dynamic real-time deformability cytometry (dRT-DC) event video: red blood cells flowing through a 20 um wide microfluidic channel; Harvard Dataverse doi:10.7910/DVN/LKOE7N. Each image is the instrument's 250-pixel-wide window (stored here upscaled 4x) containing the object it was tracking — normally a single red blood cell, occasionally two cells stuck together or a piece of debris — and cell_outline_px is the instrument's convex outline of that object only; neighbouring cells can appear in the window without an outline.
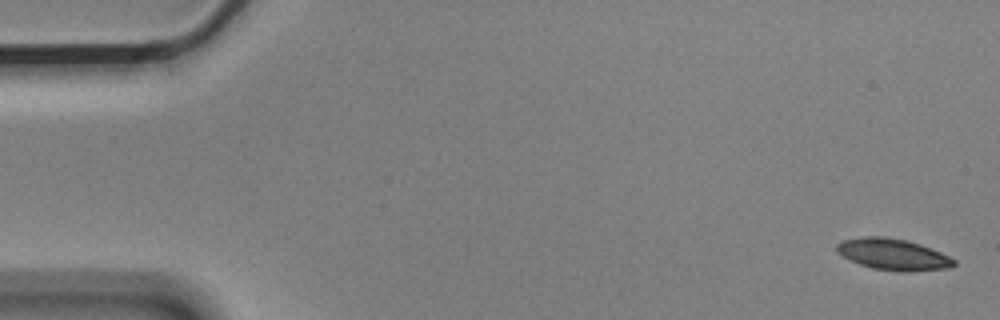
{"species": "Egyptian fruit bat (a non-hibernating species)", "species_latin": "Rousettus aegyptiacus", "temperature_condition": "cold", "stored_images_in_passage": 4, "camera_frame_rate_fps": 3000, "um_per_image_px": 0.085, "animal": {"sex": "male"}, "frame": {"image": 1, "passage_image": 1, "time_ms": 0.0, "image_size_px": [1000, 320], "cell_outline_px": [[956, 264], [952, 268], [908, 272], [900, 272], [872, 268], [848, 260], [836, 252], [836, 244], [844, 240], [864, 236], [884, 236], [904, 240], [920, 244], [940, 252], [956, 260]], "centroid_in_image_um": [75.91, 21.63], "position_along_channel_um": 9.1, "area_um2": 21.56}}
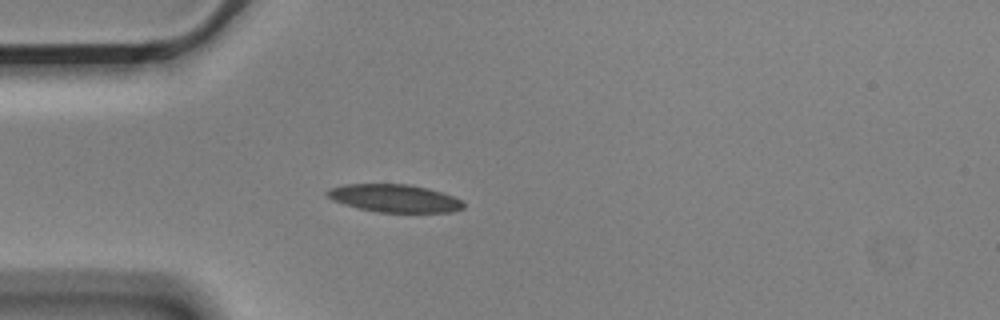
{"frame": {"image": 2, "passage_image": 4, "time_ms": 1.0, "image_size_px": [1000, 320], "cell_outline_px": [[464, 208], [452, 212], [376, 212], [344, 204], [332, 200], [324, 192], [328, 188], [344, 184], [408, 184], [428, 188], [452, 196], [460, 200], [464, 204]], "centroid_in_image_um": [33.49, 16.85], "position_along_channel_um": 51.5, "area_um2": 22.02}}